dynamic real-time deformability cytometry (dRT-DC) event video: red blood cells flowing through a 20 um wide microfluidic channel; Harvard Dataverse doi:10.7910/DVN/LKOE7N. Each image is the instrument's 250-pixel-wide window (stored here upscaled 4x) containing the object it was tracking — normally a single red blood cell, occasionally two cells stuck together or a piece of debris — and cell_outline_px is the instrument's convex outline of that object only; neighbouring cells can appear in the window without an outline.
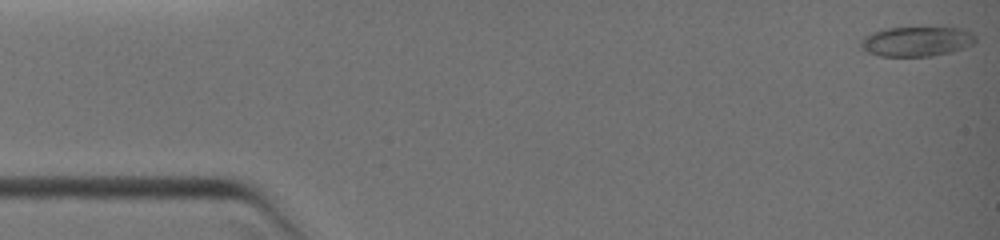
{"species": "common noctule bat (a hibernating species)", "species_latin": "Nyctalus noctula", "temperature_condition": "warm", "stored_images_in_passage": 6, "camera_frame_rate_fps": 3000, "um_per_image_px": 0.085, "animal": {"sex": "female", "body_mass_g": 19.0, "forearm_length_mm": 51.5}, "frame": {"image": 1, "passage_image": 1, "time_ms": 0.0, "image_size_px": [1000, 240], "cell_outline_px": [[976, 40], [972, 44], [964, 48], [952, 52], [932, 56], [880, 56], [868, 52], [860, 48], [860, 40], [864, 36], [872, 32], [888, 28], [964, 28], [976, 36]], "centroid_in_image_um": [77.9, 3.53], "position_along_channel_um": 7.1, "area_um2": 19.94}}